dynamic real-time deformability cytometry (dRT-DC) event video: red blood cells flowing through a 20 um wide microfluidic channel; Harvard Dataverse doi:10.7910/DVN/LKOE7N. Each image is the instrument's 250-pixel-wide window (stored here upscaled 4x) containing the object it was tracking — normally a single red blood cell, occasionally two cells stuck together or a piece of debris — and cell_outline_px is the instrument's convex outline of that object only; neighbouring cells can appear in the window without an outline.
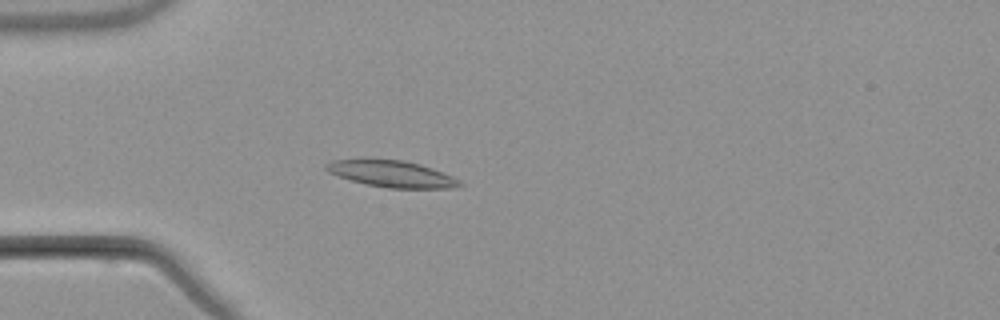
{"species": "common noctule bat (a hibernating species)", "species_latin": "Nyctalus noctula", "temperature_condition": "warm", "stored_images_in_passage": 5, "camera_frame_rate_fps": 3000, "um_per_image_px": 0.085, "animal": {"sex": "male", "body_mass_g": 21.5, "forearm_length_mm": 52.0}, "frame": {"image": 1, "passage_image": 5, "time_ms": 4.667, "image_size_px": [1000, 320], "cell_outline_px": [[464, 184], [456, 188], [388, 188], [364, 184], [336, 176], [328, 172], [324, 168], [324, 164], [332, 160], [400, 160], [420, 164], [432, 168], [452, 176], [460, 180]], "centroid_in_image_um": [33.29, 14.8], "position_along_channel_um": 51.7, "area_um2": 20.58}}